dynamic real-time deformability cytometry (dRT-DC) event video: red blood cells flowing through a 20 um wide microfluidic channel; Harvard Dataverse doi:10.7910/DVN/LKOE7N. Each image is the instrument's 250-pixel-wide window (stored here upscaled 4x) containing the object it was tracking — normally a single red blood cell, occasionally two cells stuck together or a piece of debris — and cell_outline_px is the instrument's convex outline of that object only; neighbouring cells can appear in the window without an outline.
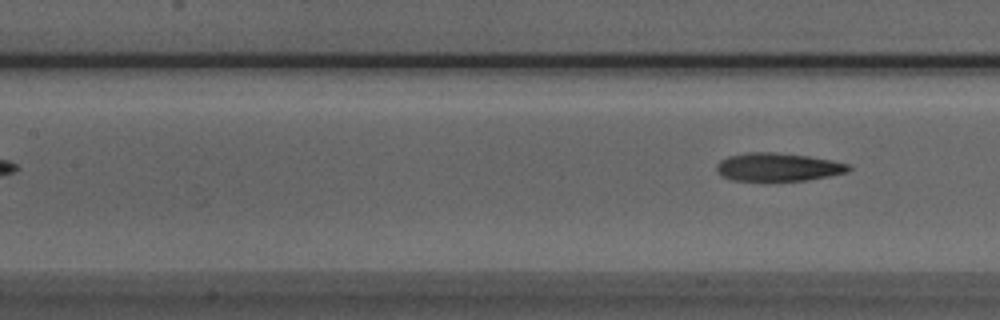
{"species": "Egyptian fruit bat (a non-hibernating species)", "species_latin": "Rousettus aegyptiacus", "temperature_condition": "room temperature", "stored_images_in_passage": 8, "segment_of_instrument_passage": [2, 2], "camera_frame_rate_fps": 3000, "um_per_image_px": 0.085, "animal": {"sex": "male"}, "frame": {"image": 1, "passage_image": 8, "time_ms": 2.333, "image_size_px": [1000, 320], "cell_outline_px": [[852, 168], [848, 172], [808, 180], [732, 180], [724, 176], [716, 168], [716, 164], [720, 160], [728, 156], [748, 152], [776, 152], [808, 156], [832, 160], [848, 164]], "centroid_in_image_um": [66.15, 14.18], "position_along_channel_um": 141.2, "area_um2": 21.5}}